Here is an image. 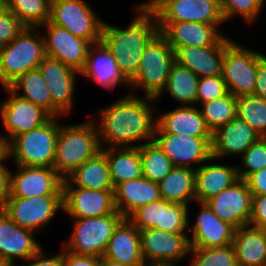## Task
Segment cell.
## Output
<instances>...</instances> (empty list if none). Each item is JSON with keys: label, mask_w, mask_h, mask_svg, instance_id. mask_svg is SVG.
Segmentation results:
<instances>
[{"label": "cell", "mask_w": 266, "mask_h": 266, "mask_svg": "<svg viewBox=\"0 0 266 266\" xmlns=\"http://www.w3.org/2000/svg\"><path fill=\"white\" fill-rule=\"evenodd\" d=\"M138 94L128 92L92 117L101 148L137 147L154 140L159 108L155 98Z\"/></svg>", "instance_id": "obj_1"}, {"label": "cell", "mask_w": 266, "mask_h": 266, "mask_svg": "<svg viewBox=\"0 0 266 266\" xmlns=\"http://www.w3.org/2000/svg\"><path fill=\"white\" fill-rule=\"evenodd\" d=\"M135 11L128 26L116 27L104 21L101 40L110 49L120 71L130 82L138 73L146 45L159 32L158 15L135 2Z\"/></svg>", "instance_id": "obj_2"}, {"label": "cell", "mask_w": 266, "mask_h": 266, "mask_svg": "<svg viewBox=\"0 0 266 266\" xmlns=\"http://www.w3.org/2000/svg\"><path fill=\"white\" fill-rule=\"evenodd\" d=\"M101 150L98 128L93 119L78 124H60L53 168L65 179Z\"/></svg>", "instance_id": "obj_3"}, {"label": "cell", "mask_w": 266, "mask_h": 266, "mask_svg": "<svg viewBox=\"0 0 266 266\" xmlns=\"http://www.w3.org/2000/svg\"><path fill=\"white\" fill-rule=\"evenodd\" d=\"M60 117H51L38 128L13 137L4 147L8 159L18 166L52 167Z\"/></svg>", "instance_id": "obj_4"}, {"label": "cell", "mask_w": 266, "mask_h": 266, "mask_svg": "<svg viewBox=\"0 0 266 266\" xmlns=\"http://www.w3.org/2000/svg\"><path fill=\"white\" fill-rule=\"evenodd\" d=\"M41 32L39 28L25 27L13 41L0 47L1 87H8L19 76L41 64L46 57Z\"/></svg>", "instance_id": "obj_5"}, {"label": "cell", "mask_w": 266, "mask_h": 266, "mask_svg": "<svg viewBox=\"0 0 266 266\" xmlns=\"http://www.w3.org/2000/svg\"><path fill=\"white\" fill-rule=\"evenodd\" d=\"M174 63V50L158 32L145 47L138 73L130 81V92L144 90L145 96L156 98L164 89Z\"/></svg>", "instance_id": "obj_6"}, {"label": "cell", "mask_w": 266, "mask_h": 266, "mask_svg": "<svg viewBox=\"0 0 266 266\" xmlns=\"http://www.w3.org/2000/svg\"><path fill=\"white\" fill-rule=\"evenodd\" d=\"M263 55L229 36L225 37L222 77L228 92L236 97L254 94L258 60Z\"/></svg>", "instance_id": "obj_7"}, {"label": "cell", "mask_w": 266, "mask_h": 266, "mask_svg": "<svg viewBox=\"0 0 266 266\" xmlns=\"http://www.w3.org/2000/svg\"><path fill=\"white\" fill-rule=\"evenodd\" d=\"M124 218L120 213L93 218H70L73 221L72 232L62 247L77 254L100 258L105 254L115 228Z\"/></svg>", "instance_id": "obj_8"}, {"label": "cell", "mask_w": 266, "mask_h": 266, "mask_svg": "<svg viewBox=\"0 0 266 266\" xmlns=\"http://www.w3.org/2000/svg\"><path fill=\"white\" fill-rule=\"evenodd\" d=\"M86 0H51L49 22L90 44L101 41L104 21Z\"/></svg>", "instance_id": "obj_9"}, {"label": "cell", "mask_w": 266, "mask_h": 266, "mask_svg": "<svg viewBox=\"0 0 266 266\" xmlns=\"http://www.w3.org/2000/svg\"><path fill=\"white\" fill-rule=\"evenodd\" d=\"M6 98L0 103V120L6 135L0 134V147H4L13 137L38 128L52 116L42 107L33 104L9 87H2Z\"/></svg>", "instance_id": "obj_10"}, {"label": "cell", "mask_w": 266, "mask_h": 266, "mask_svg": "<svg viewBox=\"0 0 266 266\" xmlns=\"http://www.w3.org/2000/svg\"><path fill=\"white\" fill-rule=\"evenodd\" d=\"M3 211L20 227L38 233L63 211L62 195L9 196Z\"/></svg>", "instance_id": "obj_11"}, {"label": "cell", "mask_w": 266, "mask_h": 266, "mask_svg": "<svg viewBox=\"0 0 266 266\" xmlns=\"http://www.w3.org/2000/svg\"><path fill=\"white\" fill-rule=\"evenodd\" d=\"M145 264H178L190 256L188 233H171L157 228L139 230Z\"/></svg>", "instance_id": "obj_12"}, {"label": "cell", "mask_w": 266, "mask_h": 266, "mask_svg": "<svg viewBox=\"0 0 266 266\" xmlns=\"http://www.w3.org/2000/svg\"><path fill=\"white\" fill-rule=\"evenodd\" d=\"M38 69L49 88L52 101V117L71 115L75 103L74 97H76V79L80 73L61 61L47 56L38 66Z\"/></svg>", "instance_id": "obj_13"}, {"label": "cell", "mask_w": 266, "mask_h": 266, "mask_svg": "<svg viewBox=\"0 0 266 266\" xmlns=\"http://www.w3.org/2000/svg\"><path fill=\"white\" fill-rule=\"evenodd\" d=\"M10 171V196L29 198L62 195L63 178L52 167L14 165Z\"/></svg>", "instance_id": "obj_14"}, {"label": "cell", "mask_w": 266, "mask_h": 266, "mask_svg": "<svg viewBox=\"0 0 266 266\" xmlns=\"http://www.w3.org/2000/svg\"><path fill=\"white\" fill-rule=\"evenodd\" d=\"M39 29H46L44 30L46 32L42 31L46 56L59 60L80 73L84 68L87 51L91 44L49 21L42 24Z\"/></svg>", "instance_id": "obj_15"}, {"label": "cell", "mask_w": 266, "mask_h": 266, "mask_svg": "<svg viewBox=\"0 0 266 266\" xmlns=\"http://www.w3.org/2000/svg\"><path fill=\"white\" fill-rule=\"evenodd\" d=\"M154 141L171 160L173 166L196 170L212 157V138L155 134Z\"/></svg>", "instance_id": "obj_16"}, {"label": "cell", "mask_w": 266, "mask_h": 266, "mask_svg": "<svg viewBox=\"0 0 266 266\" xmlns=\"http://www.w3.org/2000/svg\"><path fill=\"white\" fill-rule=\"evenodd\" d=\"M63 213L71 218L102 217L119 213L114 202V190L62 187Z\"/></svg>", "instance_id": "obj_17"}, {"label": "cell", "mask_w": 266, "mask_h": 266, "mask_svg": "<svg viewBox=\"0 0 266 266\" xmlns=\"http://www.w3.org/2000/svg\"><path fill=\"white\" fill-rule=\"evenodd\" d=\"M213 213L235 229L249 225L252 213V193L245 180L239 179L230 187L206 201Z\"/></svg>", "instance_id": "obj_18"}, {"label": "cell", "mask_w": 266, "mask_h": 266, "mask_svg": "<svg viewBox=\"0 0 266 266\" xmlns=\"http://www.w3.org/2000/svg\"><path fill=\"white\" fill-rule=\"evenodd\" d=\"M158 22H198L221 26V0H166L156 11Z\"/></svg>", "instance_id": "obj_19"}, {"label": "cell", "mask_w": 266, "mask_h": 266, "mask_svg": "<svg viewBox=\"0 0 266 266\" xmlns=\"http://www.w3.org/2000/svg\"><path fill=\"white\" fill-rule=\"evenodd\" d=\"M199 212L191 224L189 216L188 234L191 248H216L232 244L235 228L218 218L206 202H196Z\"/></svg>", "instance_id": "obj_20"}, {"label": "cell", "mask_w": 266, "mask_h": 266, "mask_svg": "<svg viewBox=\"0 0 266 266\" xmlns=\"http://www.w3.org/2000/svg\"><path fill=\"white\" fill-rule=\"evenodd\" d=\"M80 75L108 91H113L120 85L128 87L130 91V82L122 74L115 57L102 40L89 46Z\"/></svg>", "instance_id": "obj_21"}, {"label": "cell", "mask_w": 266, "mask_h": 266, "mask_svg": "<svg viewBox=\"0 0 266 266\" xmlns=\"http://www.w3.org/2000/svg\"><path fill=\"white\" fill-rule=\"evenodd\" d=\"M158 26L173 50L186 46H215L227 36L220 26L198 22H158Z\"/></svg>", "instance_id": "obj_22"}, {"label": "cell", "mask_w": 266, "mask_h": 266, "mask_svg": "<svg viewBox=\"0 0 266 266\" xmlns=\"http://www.w3.org/2000/svg\"><path fill=\"white\" fill-rule=\"evenodd\" d=\"M260 136L243 119L234 117L212 133L211 153L216 159L241 157Z\"/></svg>", "instance_id": "obj_23"}, {"label": "cell", "mask_w": 266, "mask_h": 266, "mask_svg": "<svg viewBox=\"0 0 266 266\" xmlns=\"http://www.w3.org/2000/svg\"><path fill=\"white\" fill-rule=\"evenodd\" d=\"M36 233L17 225L4 211H0V258L15 263L27 261L41 248Z\"/></svg>", "instance_id": "obj_24"}, {"label": "cell", "mask_w": 266, "mask_h": 266, "mask_svg": "<svg viewBox=\"0 0 266 266\" xmlns=\"http://www.w3.org/2000/svg\"><path fill=\"white\" fill-rule=\"evenodd\" d=\"M157 115L155 134L187 135L198 138H212L199 107L179 106Z\"/></svg>", "instance_id": "obj_25"}, {"label": "cell", "mask_w": 266, "mask_h": 266, "mask_svg": "<svg viewBox=\"0 0 266 266\" xmlns=\"http://www.w3.org/2000/svg\"><path fill=\"white\" fill-rule=\"evenodd\" d=\"M214 160L212 156L195 170V202H206L239 180L237 165Z\"/></svg>", "instance_id": "obj_26"}, {"label": "cell", "mask_w": 266, "mask_h": 266, "mask_svg": "<svg viewBox=\"0 0 266 266\" xmlns=\"http://www.w3.org/2000/svg\"><path fill=\"white\" fill-rule=\"evenodd\" d=\"M225 38L215 46H186L174 50L175 62L199 78L222 75Z\"/></svg>", "instance_id": "obj_27"}, {"label": "cell", "mask_w": 266, "mask_h": 266, "mask_svg": "<svg viewBox=\"0 0 266 266\" xmlns=\"http://www.w3.org/2000/svg\"><path fill=\"white\" fill-rule=\"evenodd\" d=\"M103 257L128 266H145L139 229L127 218L115 228Z\"/></svg>", "instance_id": "obj_28"}, {"label": "cell", "mask_w": 266, "mask_h": 266, "mask_svg": "<svg viewBox=\"0 0 266 266\" xmlns=\"http://www.w3.org/2000/svg\"><path fill=\"white\" fill-rule=\"evenodd\" d=\"M160 198L159 184L143 176L121 182L114 187L116 210L125 218L138 207Z\"/></svg>", "instance_id": "obj_29"}, {"label": "cell", "mask_w": 266, "mask_h": 266, "mask_svg": "<svg viewBox=\"0 0 266 266\" xmlns=\"http://www.w3.org/2000/svg\"><path fill=\"white\" fill-rule=\"evenodd\" d=\"M62 187L114 190L105 152L101 150L76 168L68 177L63 179Z\"/></svg>", "instance_id": "obj_30"}, {"label": "cell", "mask_w": 266, "mask_h": 266, "mask_svg": "<svg viewBox=\"0 0 266 266\" xmlns=\"http://www.w3.org/2000/svg\"><path fill=\"white\" fill-rule=\"evenodd\" d=\"M238 266H266V229L242 226L232 240Z\"/></svg>", "instance_id": "obj_31"}, {"label": "cell", "mask_w": 266, "mask_h": 266, "mask_svg": "<svg viewBox=\"0 0 266 266\" xmlns=\"http://www.w3.org/2000/svg\"><path fill=\"white\" fill-rule=\"evenodd\" d=\"M109 163L113 187L143 176L140 146L102 148Z\"/></svg>", "instance_id": "obj_32"}, {"label": "cell", "mask_w": 266, "mask_h": 266, "mask_svg": "<svg viewBox=\"0 0 266 266\" xmlns=\"http://www.w3.org/2000/svg\"><path fill=\"white\" fill-rule=\"evenodd\" d=\"M161 198L171 203H195V170L174 166L159 183Z\"/></svg>", "instance_id": "obj_33"}, {"label": "cell", "mask_w": 266, "mask_h": 266, "mask_svg": "<svg viewBox=\"0 0 266 266\" xmlns=\"http://www.w3.org/2000/svg\"><path fill=\"white\" fill-rule=\"evenodd\" d=\"M199 77L189 68L178 63L172 65L168 81L161 93L155 98L156 103L161 100L163 94L167 92L180 106L196 105L197 88Z\"/></svg>", "instance_id": "obj_34"}, {"label": "cell", "mask_w": 266, "mask_h": 266, "mask_svg": "<svg viewBox=\"0 0 266 266\" xmlns=\"http://www.w3.org/2000/svg\"><path fill=\"white\" fill-rule=\"evenodd\" d=\"M8 87L18 96L42 107L52 116V101L49 88L38 68L19 76Z\"/></svg>", "instance_id": "obj_35"}, {"label": "cell", "mask_w": 266, "mask_h": 266, "mask_svg": "<svg viewBox=\"0 0 266 266\" xmlns=\"http://www.w3.org/2000/svg\"><path fill=\"white\" fill-rule=\"evenodd\" d=\"M143 177L159 183L174 167L171 160L153 140L140 145Z\"/></svg>", "instance_id": "obj_36"}, {"label": "cell", "mask_w": 266, "mask_h": 266, "mask_svg": "<svg viewBox=\"0 0 266 266\" xmlns=\"http://www.w3.org/2000/svg\"><path fill=\"white\" fill-rule=\"evenodd\" d=\"M199 107L207 127L213 133L237 116V97L228 92L225 96L203 103Z\"/></svg>", "instance_id": "obj_37"}, {"label": "cell", "mask_w": 266, "mask_h": 266, "mask_svg": "<svg viewBox=\"0 0 266 266\" xmlns=\"http://www.w3.org/2000/svg\"><path fill=\"white\" fill-rule=\"evenodd\" d=\"M8 9L25 27L39 28L49 21L51 0H7Z\"/></svg>", "instance_id": "obj_38"}, {"label": "cell", "mask_w": 266, "mask_h": 266, "mask_svg": "<svg viewBox=\"0 0 266 266\" xmlns=\"http://www.w3.org/2000/svg\"><path fill=\"white\" fill-rule=\"evenodd\" d=\"M237 116L260 137L266 132V100L255 95L237 97Z\"/></svg>", "instance_id": "obj_39"}, {"label": "cell", "mask_w": 266, "mask_h": 266, "mask_svg": "<svg viewBox=\"0 0 266 266\" xmlns=\"http://www.w3.org/2000/svg\"><path fill=\"white\" fill-rule=\"evenodd\" d=\"M188 266H238L232 244L216 248H191Z\"/></svg>", "instance_id": "obj_40"}, {"label": "cell", "mask_w": 266, "mask_h": 266, "mask_svg": "<svg viewBox=\"0 0 266 266\" xmlns=\"http://www.w3.org/2000/svg\"><path fill=\"white\" fill-rule=\"evenodd\" d=\"M266 0H221V9L225 23L236 16L249 25L257 22L263 13Z\"/></svg>", "instance_id": "obj_41"}, {"label": "cell", "mask_w": 266, "mask_h": 266, "mask_svg": "<svg viewBox=\"0 0 266 266\" xmlns=\"http://www.w3.org/2000/svg\"><path fill=\"white\" fill-rule=\"evenodd\" d=\"M164 199L160 198L138 207L127 219L139 230L157 228L163 230Z\"/></svg>", "instance_id": "obj_42"}, {"label": "cell", "mask_w": 266, "mask_h": 266, "mask_svg": "<svg viewBox=\"0 0 266 266\" xmlns=\"http://www.w3.org/2000/svg\"><path fill=\"white\" fill-rule=\"evenodd\" d=\"M239 159H241L240 166L237 164L239 179L245 180L254 172L266 168V142L260 137Z\"/></svg>", "instance_id": "obj_43"}, {"label": "cell", "mask_w": 266, "mask_h": 266, "mask_svg": "<svg viewBox=\"0 0 266 266\" xmlns=\"http://www.w3.org/2000/svg\"><path fill=\"white\" fill-rule=\"evenodd\" d=\"M189 208L190 206L171 203L164 199L163 231L188 233Z\"/></svg>", "instance_id": "obj_44"}, {"label": "cell", "mask_w": 266, "mask_h": 266, "mask_svg": "<svg viewBox=\"0 0 266 266\" xmlns=\"http://www.w3.org/2000/svg\"><path fill=\"white\" fill-rule=\"evenodd\" d=\"M228 93L226 83L222 75L199 78L196 106L219 99Z\"/></svg>", "instance_id": "obj_45"}, {"label": "cell", "mask_w": 266, "mask_h": 266, "mask_svg": "<svg viewBox=\"0 0 266 266\" xmlns=\"http://www.w3.org/2000/svg\"><path fill=\"white\" fill-rule=\"evenodd\" d=\"M25 28L21 21L9 10L0 13V47L13 41Z\"/></svg>", "instance_id": "obj_46"}, {"label": "cell", "mask_w": 266, "mask_h": 266, "mask_svg": "<svg viewBox=\"0 0 266 266\" xmlns=\"http://www.w3.org/2000/svg\"><path fill=\"white\" fill-rule=\"evenodd\" d=\"M7 160L9 159L5 150L0 147V211H3L10 196V171L12 169L4 164Z\"/></svg>", "instance_id": "obj_47"}, {"label": "cell", "mask_w": 266, "mask_h": 266, "mask_svg": "<svg viewBox=\"0 0 266 266\" xmlns=\"http://www.w3.org/2000/svg\"><path fill=\"white\" fill-rule=\"evenodd\" d=\"M24 262L25 264L19 266H64L63 247L61 246V250L52 256L41 248L35 255Z\"/></svg>", "instance_id": "obj_48"}, {"label": "cell", "mask_w": 266, "mask_h": 266, "mask_svg": "<svg viewBox=\"0 0 266 266\" xmlns=\"http://www.w3.org/2000/svg\"><path fill=\"white\" fill-rule=\"evenodd\" d=\"M249 225L266 229V195H252V213Z\"/></svg>", "instance_id": "obj_49"}, {"label": "cell", "mask_w": 266, "mask_h": 266, "mask_svg": "<svg viewBox=\"0 0 266 266\" xmlns=\"http://www.w3.org/2000/svg\"><path fill=\"white\" fill-rule=\"evenodd\" d=\"M64 266H101L100 258L92 255L77 254L63 248Z\"/></svg>", "instance_id": "obj_50"}, {"label": "cell", "mask_w": 266, "mask_h": 266, "mask_svg": "<svg viewBox=\"0 0 266 266\" xmlns=\"http://www.w3.org/2000/svg\"><path fill=\"white\" fill-rule=\"evenodd\" d=\"M245 182L252 195H266V168L249 175Z\"/></svg>", "instance_id": "obj_51"}, {"label": "cell", "mask_w": 266, "mask_h": 266, "mask_svg": "<svg viewBox=\"0 0 266 266\" xmlns=\"http://www.w3.org/2000/svg\"><path fill=\"white\" fill-rule=\"evenodd\" d=\"M253 95L266 100V54L258 60L257 77Z\"/></svg>", "instance_id": "obj_52"}, {"label": "cell", "mask_w": 266, "mask_h": 266, "mask_svg": "<svg viewBox=\"0 0 266 266\" xmlns=\"http://www.w3.org/2000/svg\"><path fill=\"white\" fill-rule=\"evenodd\" d=\"M165 1L166 0H149L141 4L149 10L156 11Z\"/></svg>", "instance_id": "obj_53"}, {"label": "cell", "mask_w": 266, "mask_h": 266, "mask_svg": "<svg viewBox=\"0 0 266 266\" xmlns=\"http://www.w3.org/2000/svg\"><path fill=\"white\" fill-rule=\"evenodd\" d=\"M100 265L101 266H128L126 264H122L120 262L113 261L111 259L100 257Z\"/></svg>", "instance_id": "obj_54"}, {"label": "cell", "mask_w": 266, "mask_h": 266, "mask_svg": "<svg viewBox=\"0 0 266 266\" xmlns=\"http://www.w3.org/2000/svg\"><path fill=\"white\" fill-rule=\"evenodd\" d=\"M17 264L9 261V260H6L4 258H0V266H16Z\"/></svg>", "instance_id": "obj_55"}, {"label": "cell", "mask_w": 266, "mask_h": 266, "mask_svg": "<svg viewBox=\"0 0 266 266\" xmlns=\"http://www.w3.org/2000/svg\"><path fill=\"white\" fill-rule=\"evenodd\" d=\"M6 9H8V1L7 0H0V13Z\"/></svg>", "instance_id": "obj_56"}, {"label": "cell", "mask_w": 266, "mask_h": 266, "mask_svg": "<svg viewBox=\"0 0 266 266\" xmlns=\"http://www.w3.org/2000/svg\"><path fill=\"white\" fill-rule=\"evenodd\" d=\"M145 266H177V264L160 263V264H146Z\"/></svg>", "instance_id": "obj_57"}, {"label": "cell", "mask_w": 266, "mask_h": 266, "mask_svg": "<svg viewBox=\"0 0 266 266\" xmlns=\"http://www.w3.org/2000/svg\"><path fill=\"white\" fill-rule=\"evenodd\" d=\"M261 138L266 142V132L263 134Z\"/></svg>", "instance_id": "obj_58"}]
</instances>
